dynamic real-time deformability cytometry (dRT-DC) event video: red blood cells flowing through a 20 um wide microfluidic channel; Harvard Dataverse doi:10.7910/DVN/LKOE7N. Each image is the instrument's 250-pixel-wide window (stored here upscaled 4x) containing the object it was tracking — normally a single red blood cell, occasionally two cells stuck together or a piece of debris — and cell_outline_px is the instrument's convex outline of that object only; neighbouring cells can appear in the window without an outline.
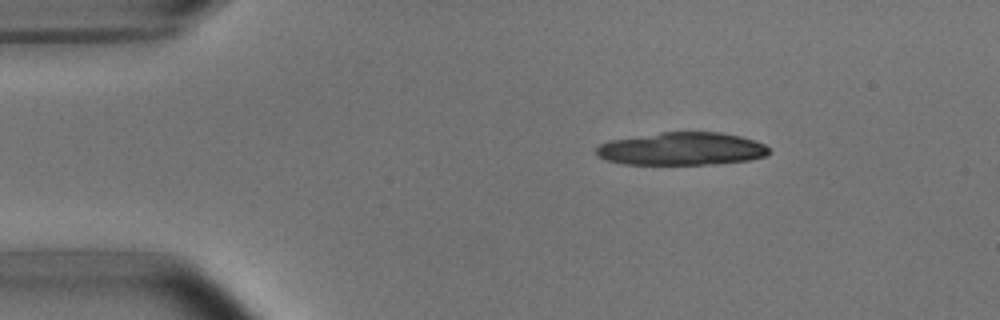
{"species": "common noctule bat (a hibernating species)", "species_latin": "Nyctalus noctula", "temperature_condition": "room temperature", "stored_images_in_passage": 13, "camera_frame_rate_fps": 3000, "um_per_image_px": 0.085, "animal": {"sex": "male", "body_mass_g": 15.6}, "frame": {"image": 1, "passage_image": 1, "time_ms": 0.0, "image_size_px": [1000, 320], "cell_outline_px": [[772, 152], [768, 156], [748, 160], [712, 164], [624, 164], [604, 160], [596, 156], [596, 148], [600, 144], [612, 140], [660, 132], [720, 132], [740, 136], [764, 144]], "centroid_in_image_um": [57.95, 12.65], "position_along_channel_um": 27.1, "area_um2": 33.12}, "authors_computed_cell_mechanics": {"area_um2": 19.074, "velocity_mm_per_s": 3.7296, "shape_relaxation_time_tau1_ms": 3.6119, "shape_relaxation_time_tau2_ms": null, "deformation_change_tau1": 0.1174, "deformation_change_tau2": null}}